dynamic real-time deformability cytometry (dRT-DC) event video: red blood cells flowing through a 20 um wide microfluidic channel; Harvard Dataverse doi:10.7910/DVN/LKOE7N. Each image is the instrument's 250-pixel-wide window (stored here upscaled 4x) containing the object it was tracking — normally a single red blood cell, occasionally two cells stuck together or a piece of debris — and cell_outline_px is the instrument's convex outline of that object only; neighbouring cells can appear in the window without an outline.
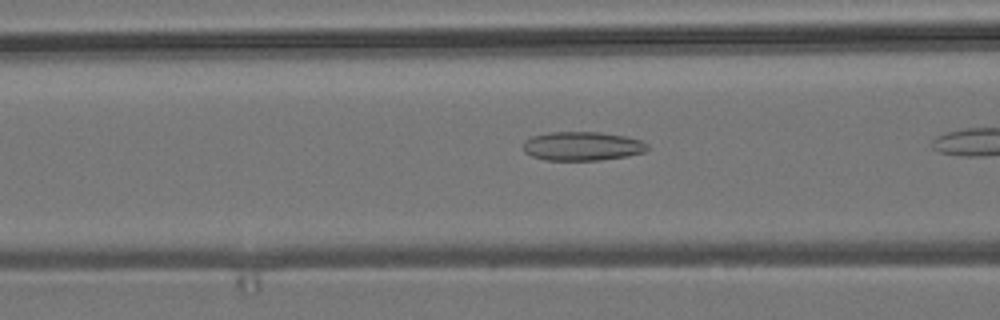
{"species": "common noctule bat (a hibernating species)", "species_latin": "Nyctalus noctula", "temperature_condition": "room temperature", "stored_images_in_passage": 7, "camera_frame_rate_fps": 3000, "um_per_image_px": 0.085, "animal": {"sex": "male", "body_mass_g": 19.2, "forearm_length_mm": 51.8}, "frame": {"image": 1, "passage_image": 6, "time_ms": 1.667, "image_size_px": [1000, 320], "cell_outline_px": [[648, 148], [644, 152], [628, 156], [600, 160], [544, 160], [532, 156], [524, 152], [524, 140], [532, 136], [548, 132], [600, 132], [624, 136], [640, 140], [648, 144]], "centroid_in_image_um": [49.48, 12.42], "position_along_channel_um": 117.1, "area_um2": 20.98}}